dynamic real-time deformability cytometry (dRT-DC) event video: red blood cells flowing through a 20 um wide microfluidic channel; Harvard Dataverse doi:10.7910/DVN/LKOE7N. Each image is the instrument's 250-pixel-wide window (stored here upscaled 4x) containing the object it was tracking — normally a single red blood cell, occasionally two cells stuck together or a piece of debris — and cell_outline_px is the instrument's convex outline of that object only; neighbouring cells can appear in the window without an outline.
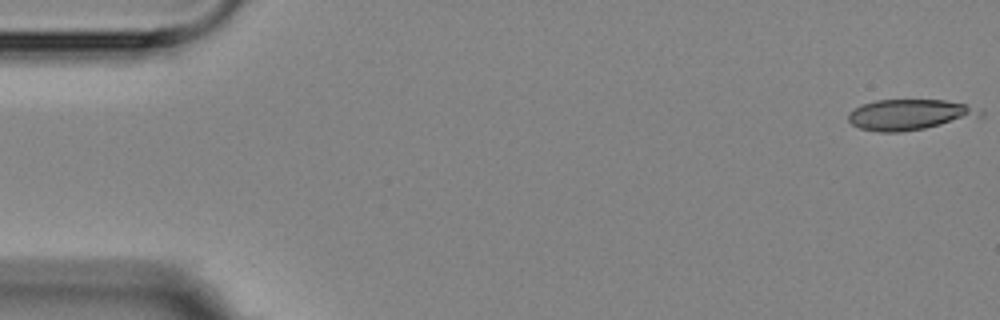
{"species": "Egyptian fruit bat (a non-hibernating species)", "species_latin": "Rousettus aegyptiacus", "temperature_condition": "room temperature", "stored_images_in_passage": 7, "camera_frame_rate_fps": 3000, "um_per_image_px": 0.085, "animal": {"sex": "female"}, "frame": {"image": 1, "passage_image": 1, "time_ms": 0.0, "image_size_px": [1000, 320], "cell_outline_px": [[984, 116], [924, 128], [900, 132], [880, 132], [860, 128], [852, 124], [848, 120], [848, 112], [860, 104], [876, 100], [944, 100], [984, 108]], "centroid_in_image_um": [77.34, 9.73], "position_along_channel_um": 7.7, "area_um2": 23.76}}
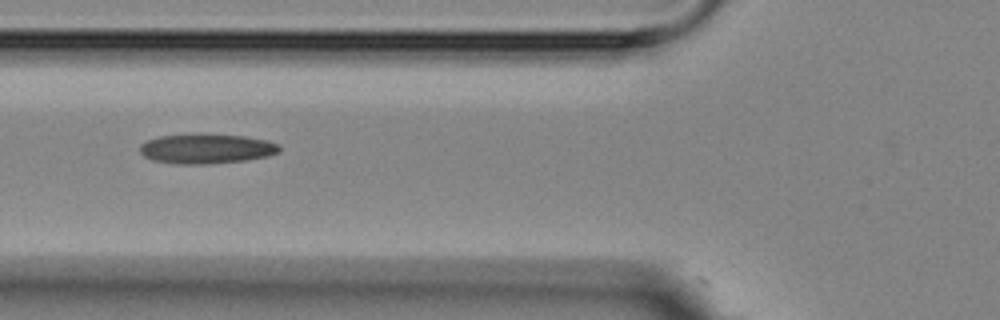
{"frame": {"image": 2, "passage_image": 6, "time_ms": 6.333, "image_size_px": [1000, 320], "cell_outline_px": [[280, 152], [268, 156], [248, 160], [208, 164], [176, 164], [152, 160], [144, 156], [140, 152], [140, 144], [148, 140], [160, 136], [196, 132], [200, 132], [244, 136], [268, 140], [280, 144]], "centroid_in_image_um": [17.56, 12.62], "position_along_channel_um": 108.2, "area_um2": 24.91}}
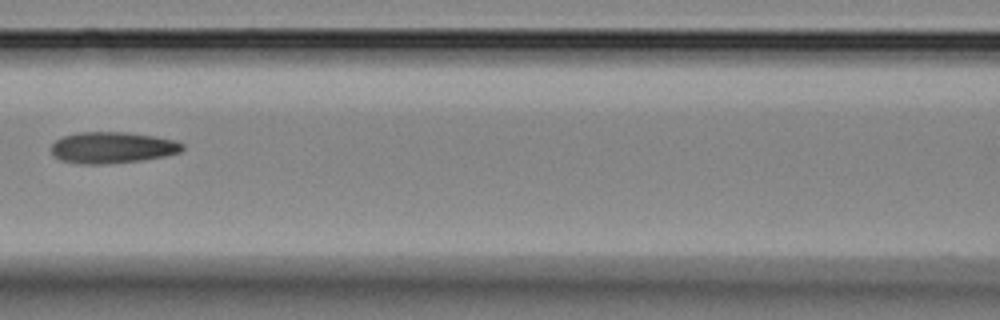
{"frame": {"image": 3, "passage_image": 7, "time_ms": 7.667, "image_size_px": [1000, 320], "cell_outline_px": [[184, 148], [180, 152], [164, 156], [140, 160], [100, 164], [80, 164], [60, 160], [52, 152], [52, 144], [56, 140], [64, 136], [76, 132], [128, 132], [156, 136], [176, 140], [184, 144]], "centroid_in_image_um": [9.57, 12.53], "position_along_channel_um": 157.0, "area_um2": 23.93}}